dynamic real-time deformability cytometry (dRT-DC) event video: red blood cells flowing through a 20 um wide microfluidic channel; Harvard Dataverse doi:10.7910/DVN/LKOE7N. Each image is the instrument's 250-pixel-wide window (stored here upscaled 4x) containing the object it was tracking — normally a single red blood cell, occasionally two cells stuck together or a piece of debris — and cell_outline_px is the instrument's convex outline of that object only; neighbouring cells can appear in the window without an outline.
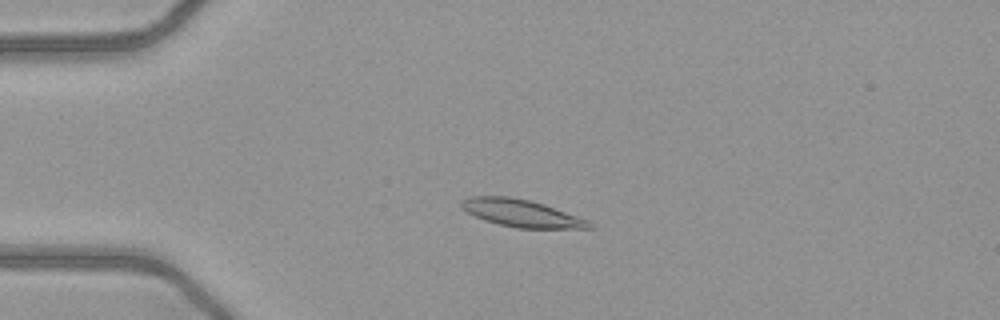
{"species": "common noctule bat (a hibernating species)", "species_latin": "Nyctalus noctula", "temperature_condition": "warm", "stored_images_in_passage": 50, "camera_frame_rate_fps": 3000, "um_per_image_px": 0.085, "animal": {"sex": "female", "body_mass_g": 21.9}, "frame": {"image": 1, "passage_image": 12, "time_ms": 3.667, "image_size_px": [1000, 320], "cell_outline_px": [[596, 228], [516, 228], [484, 220], [460, 208], [460, 200], [468, 196], [508, 196], [528, 200], [544, 204], [588, 220]], "centroid_in_image_um": [44.29, 18.11], "position_along_channel_um": 40.7, "area_um2": 20.29}}
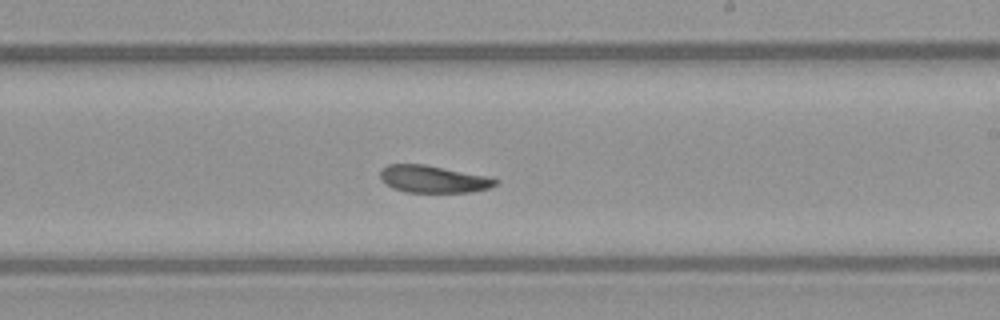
{"frame": {"image": 2, "passage_image": 30, "time_ms": 9.667, "image_size_px": [1000, 320], "cell_outline_px": [[500, 180], [496, 184], [488, 188], [472, 192], [404, 192], [392, 188], [384, 184], [380, 176], [380, 172], [388, 164], [424, 164], [488, 176]], "centroid_in_image_um": [36.82, 15.23], "position_along_channel_um": 252.2, "area_um2": 18.32}}
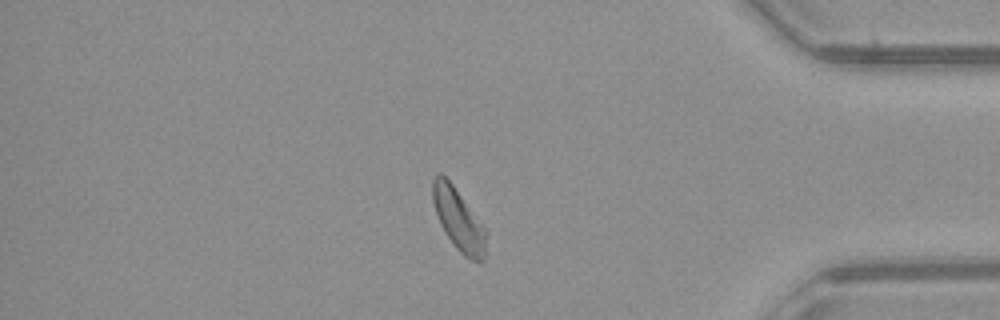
{"frame": {"image": 3, "passage_image": 43, "time_ms": 14.0, "image_size_px": [1000, 320], "cell_outline_px": [[488, 232], [484, 260], [472, 260], [464, 256], [456, 248], [444, 232], [440, 224], [432, 200], [432, 180], [436, 172], [440, 172], [452, 184]], "centroid_in_image_um": [38.97, 18.66], "position_along_channel_um": 396.2, "area_um2": 19.19}, "authors_computed_cell_mechanics": {"area_um2": 19.4786, "velocity_mm_per_s": 4.0444, "shape_relaxation_time_tau1_ms": 6.1726, "shape_relaxation_time_tau2_ms": 8.6006, "deformation_change_tau1": 0.1548, "deformation_change_tau2": 0.1649}}